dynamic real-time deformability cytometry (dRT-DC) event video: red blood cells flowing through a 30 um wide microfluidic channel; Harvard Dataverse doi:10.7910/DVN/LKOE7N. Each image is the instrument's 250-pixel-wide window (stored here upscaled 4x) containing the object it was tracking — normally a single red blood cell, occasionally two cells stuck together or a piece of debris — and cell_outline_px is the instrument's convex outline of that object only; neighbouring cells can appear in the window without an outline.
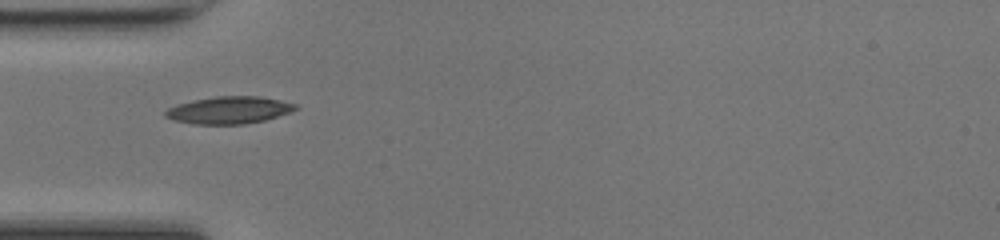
{"species": "common noctule bat (a hibernating species)", "species_latin": "Nyctalus noctula", "temperature_condition": "room temperature", "stored_images_in_passage": 30, "camera_frame_rate_fps": 3000, "um_per_image_px": 0.085, "animal": {"sex": "female", "body_mass_g": 17.0, "forearm_length_mm": 48.0}, "frame": {"image": 1, "passage_image": 1, "time_ms": 0.0, "image_size_px": [1000, 240], "cell_outline_px": [[300, 108], [292, 112], [264, 120], [244, 124], [196, 124], [172, 120], [164, 116], [164, 112], [168, 108], [176, 104], [192, 100], [216, 96], [260, 96], [280, 100], [296, 104]], "centroid_in_image_um": [19.47, 9.35], "position_along_channel_um": 65.5, "area_um2": 20.81}}
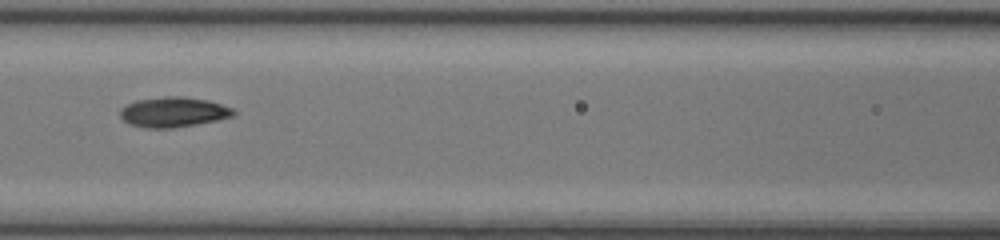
{"frame": {"image": 2, "passage_image": 7, "time_ms": 2.0, "image_size_px": [1000, 240], "cell_outline_px": [[236, 116], [196, 124], [172, 128], [144, 128], [128, 124], [120, 116], [120, 108], [136, 100], [164, 96], [180, 96], [208, 100], [232, 108], [236, 112]], "centroid_in_image_um": [14.73, 9.53], "position_along_channel_um": 151.9, "area_um2": 19.94}}
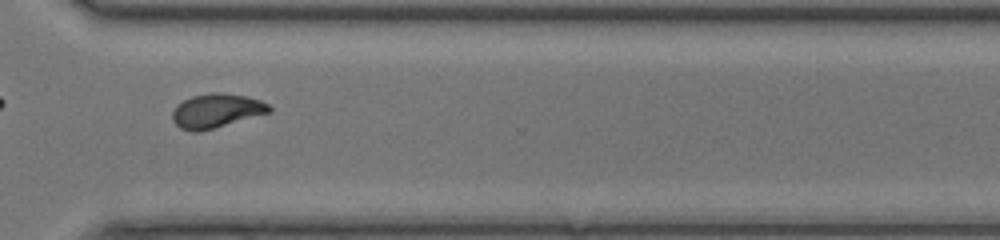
{"frame": {"image": 3, "passage_image": 21, "time_ms": 6.667, "image_size_px": [1000, 240], "cell_outline_px": [[272, 112], [212, 128], [196, 132], [192, 132], [180, 128], [172, 120], [172, 112], [184, 100], [192, 96], [212, 92], [220, 92], [244, 96], [260, 100], [268, 104], [272, 108]], "centroid_in_image_um": [18.4, 9.41], "position_along_channel_um": 352.2, "area_um2": 18.96}, "authors_computed_cell_mechanics": {"area_um2": 19.2185, "velocity_mm_per_s": 4.2974, "shape_relaxation_time_tau1_ms": 3.2329, "shape_relaxation_time_tau2_ms": 1.3996, "deformation_change_tau1": 0.1224, "deformation_change_tau2": 0.0678}}